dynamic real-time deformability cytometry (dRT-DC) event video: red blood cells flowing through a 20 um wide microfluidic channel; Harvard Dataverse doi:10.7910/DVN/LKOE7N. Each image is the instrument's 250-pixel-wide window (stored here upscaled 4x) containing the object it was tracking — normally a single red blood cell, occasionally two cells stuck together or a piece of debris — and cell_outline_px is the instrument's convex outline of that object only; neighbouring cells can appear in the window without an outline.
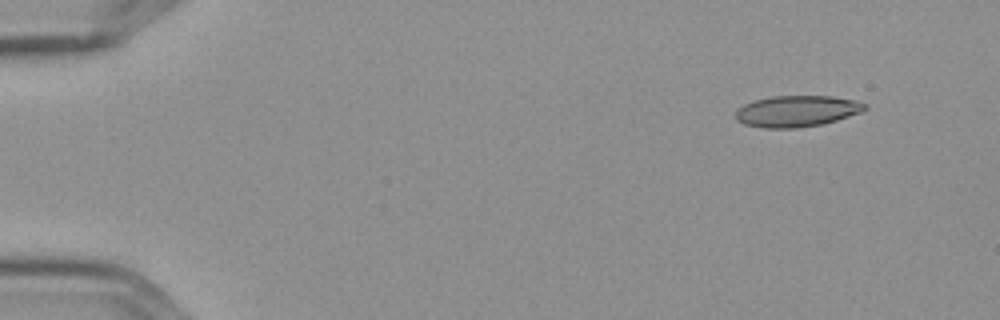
{"species": "Egyptian fruit bat (a non-hibernating species)", "species_latin": "Rousettus aegyptiacus", "temperature_condition": "cold", "stored_images_in_passage": 6, "camera_frame_rate_fps": 3000, "um_per_image_px": 0.085, "frame": {"image": 1, "passage_image": 2, "time_ms": 0.333, "image_size_px": [1000, 320], "cell_outline_px": [[868, 108], [860, 112], [836, 120], [820, 124], [796, 128], [764, 128], [744, 124], [736, 120], [736, 108], [752, 100], [772, 96], [832, 96], [856, 100], [868, 104]], "centroid_in_image_um": [67.71, 9.44], "position_along_channel_um": 17.3, "area_um2": 23.64}}
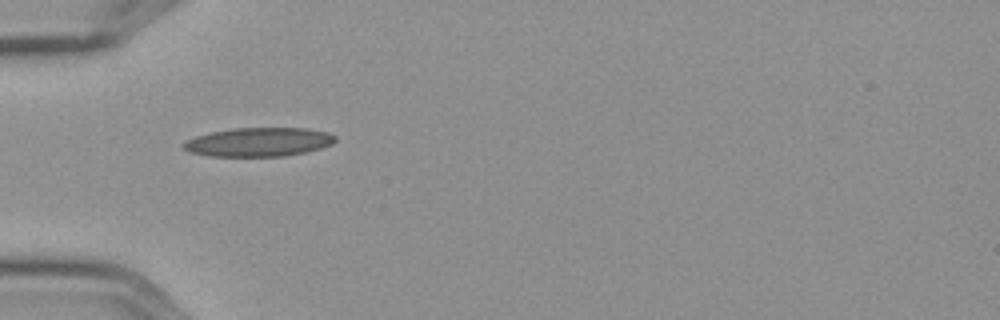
{"frame": {"image": 2, "passage_image": 5, "time_ms": 1.333, "image_size_px": [1000, 320], "cell_outline_px": [[336, 140], [332, 144], [320, 148], [304, 152], [284, 156], [208, 156], [192, 152], [184, 148], [180, 144], [184, 140], [208, 132], [232, 128], [308, 128], [328, 132], [336, 136]], "centroid_in_image_um": [21.97, 12.06], "position_along_channel_um": 63.0, "area_um2": 25.66}}
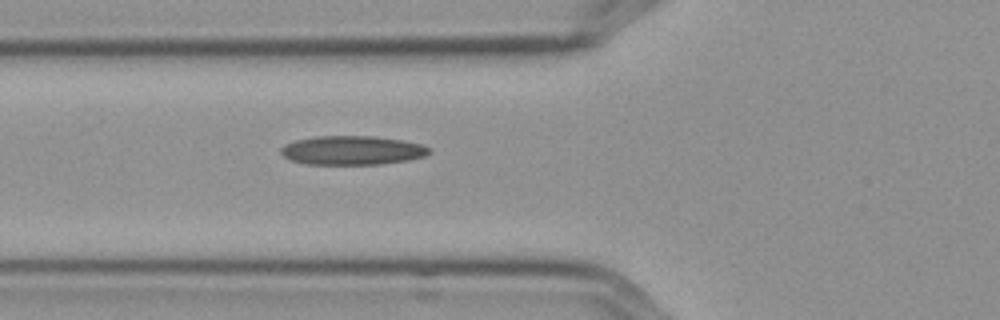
{"frame": {"image": 3, "passage_image": 6, "time_ms": 1.667, "image_size_px": [1000, 320], "cell_outline_px": [[432, 152], [424, 156], [408, 160], [380, 164], [308, 164], [292, 160], [284, 156], [280, 152], [280, 148], [284, 144], [296, 140], [316, 136], [372, 136], [400, 140], [420, 144], [432, 148]], "centroid_in_image_um": [29.94, 12.77], "position_along_channel_um": 95.9, "area_um2": 24.97}}